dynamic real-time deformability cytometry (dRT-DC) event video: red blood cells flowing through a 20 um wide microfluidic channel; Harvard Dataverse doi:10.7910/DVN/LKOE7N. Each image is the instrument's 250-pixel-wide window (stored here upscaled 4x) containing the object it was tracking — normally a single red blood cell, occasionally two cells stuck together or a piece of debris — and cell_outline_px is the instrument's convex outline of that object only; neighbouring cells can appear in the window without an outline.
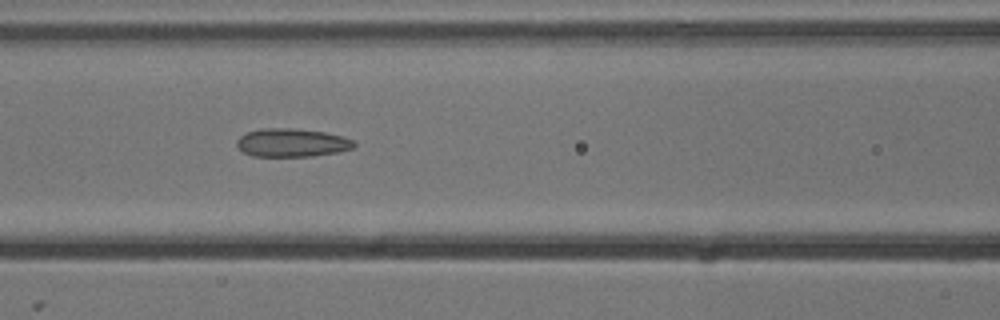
{"species": "common noctule bat (a hibernating species)", "species_latin": "Nyctalus noctula", "temperature_condition": "cold", "stored_images_in_passage": 8, "camera_frame_rate_fps": 3000, "um_per_image_px": 0.085, "animal": {"sex": "male", "body_mass_g": 13.3}, "frame": {"image": 1, "passage_image": 6, "time_ms": 1.667, "image_size_px": [1000, 320], "cell_outline_px": [[356, 144], [352, 148], [336, 152], [312, 156], [252, 156], [244, 152], [236, 144], [236, 140], [240, 136], [248, 132], [260, 128], [296, 128], [324, 132], [340, 136], [352, 140]], "centroid_in_image_um": [24.77, 12.12], "position_along_channel_um": 141.8, "area_um2": 19.19}}
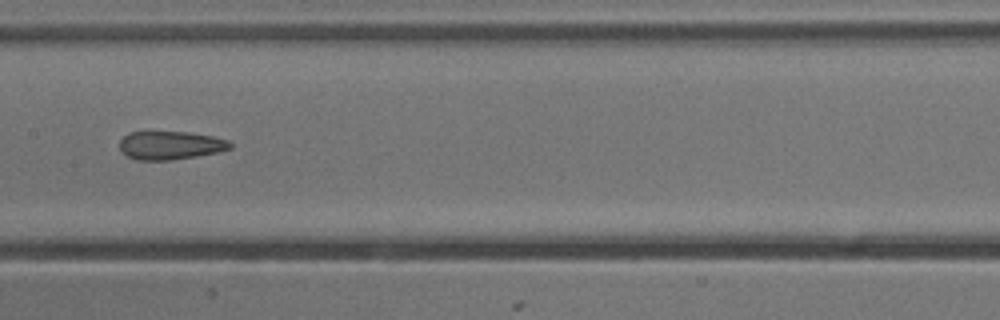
{"frame": {"image": 2, "passage_image": 7, "time_ms": 2.0, "image_size_px": [1000, 320], "cell_outline_px": [[232, 148], [220, 152], [172, 160], [140, 160], [128, 156], [120, 148], [120, 140], [128, 132], [188, 132], [212, 136], [228, 140], [232, 144]], "centroid_in_image_um": [14.52, 12.35], "position_along_channel_um": 192.9, "area_um2": 18.21}}
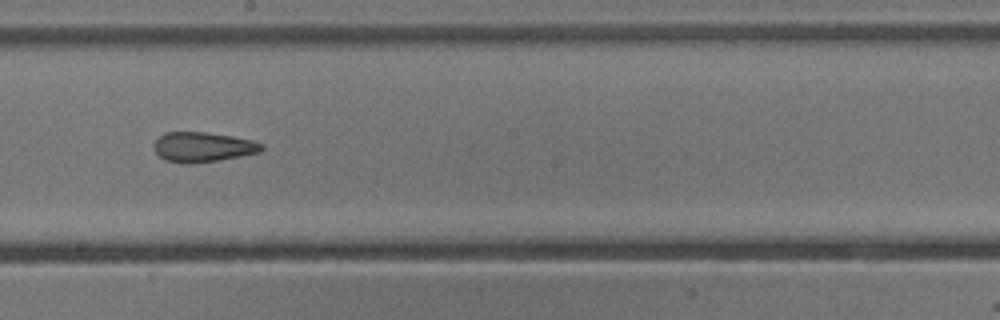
{"frame": {"image": 3, "passage_image": 8, "time_ms": 2.333, "image_size_px": [1000, 320], "cell_outline_px": [[264, 148], [260, 152], [220, 160], [192, 164], [184, 164], [164, 160], [152, 148], [152, 144], [164, 132], [204, 132], [232, 136], [252, 140], [264, 144]], "centroid_in_image_um": [17.22, 12.5], "position_along_channel_um": 231.0, "area_um2": 18.96}}